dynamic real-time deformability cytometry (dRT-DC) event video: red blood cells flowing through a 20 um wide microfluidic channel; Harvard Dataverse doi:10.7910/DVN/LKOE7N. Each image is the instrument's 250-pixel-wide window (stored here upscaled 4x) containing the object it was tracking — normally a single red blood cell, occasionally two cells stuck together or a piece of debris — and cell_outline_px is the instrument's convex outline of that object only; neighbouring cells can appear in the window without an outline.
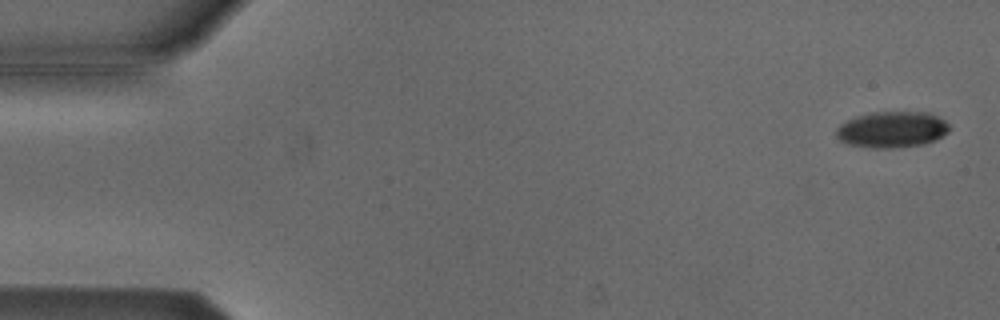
{"species": "Egyptian fruit bat (a non-hibernating species)", "species_latin": "Rousettus aegyptiacus", "temperature_condition": "cold", "stored_images_in_passage": 20, "camera_frame_rate_fps": 3000, "um_per_image_px": 0.085, "animal": {"sex": "male"}, "frame": {"image": 1, "passage_image": 2, "time_ms": 0.333, "image_size_px": [1000, 320], "cell_outline_px": [[948, 132], [936, 140], [924, 144], [892, 148], [872, 148], [848, 144], [840, 140], [836, 136], [836, 128], [840, 124], [856, 116], [868, 112], [928, 112], [944, 120], [948, 124]], "centroid_in_image_um": [75.8, 11.01], "position_along_channel_um": 9.2, "area_um2": 23.87}}
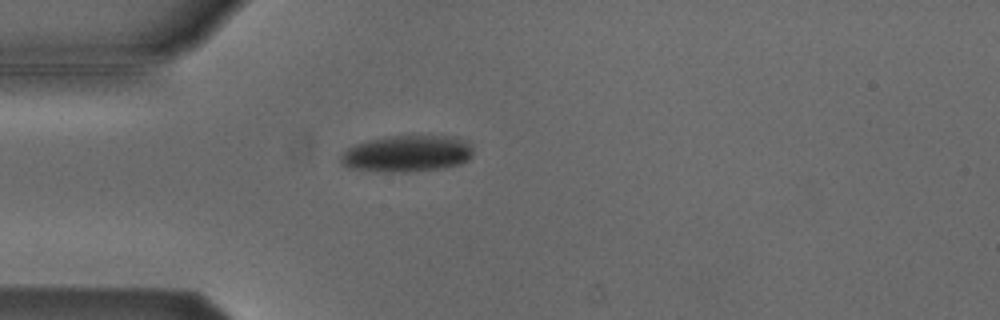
{"frame": {"image": 2, "passage_image": 15, "time_ms": 4.667, "image_size_px": [1000, 320], "cell_outline_px": [[472, 156], [468, 160], [460, 164], [444, 168], [404, 172], [384, 172], [348, 168], [340, 160], [340, 156], [348, 148], [356, 144], [368, 140], [388, 136], [460, 136], [468, 140], [472, 144]], "centroid_in_image_um": [34.66, 13.05], "position_along_channel_um": 50.3, "area_um2": 28.5}}
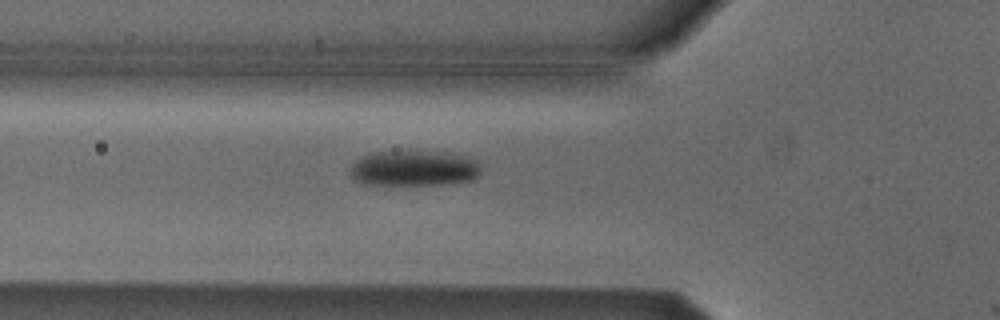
{"frame": {"image": 3, "passage_image": 19, "time_ms": 6.0, "image_size_px": [1000, 320], "cell_outline_px": [[480, 172], [472, 180], [444, 184], [364, 184], [352, 180], [348, 172], [348, 168], [356, 160], [372, 152], [452, 152], [472, 156], [480, 164]], "centroid_in_image_um": [35.19, 14.3], "position_along_channel_um": 90.6, "area_um2": 27.34}}